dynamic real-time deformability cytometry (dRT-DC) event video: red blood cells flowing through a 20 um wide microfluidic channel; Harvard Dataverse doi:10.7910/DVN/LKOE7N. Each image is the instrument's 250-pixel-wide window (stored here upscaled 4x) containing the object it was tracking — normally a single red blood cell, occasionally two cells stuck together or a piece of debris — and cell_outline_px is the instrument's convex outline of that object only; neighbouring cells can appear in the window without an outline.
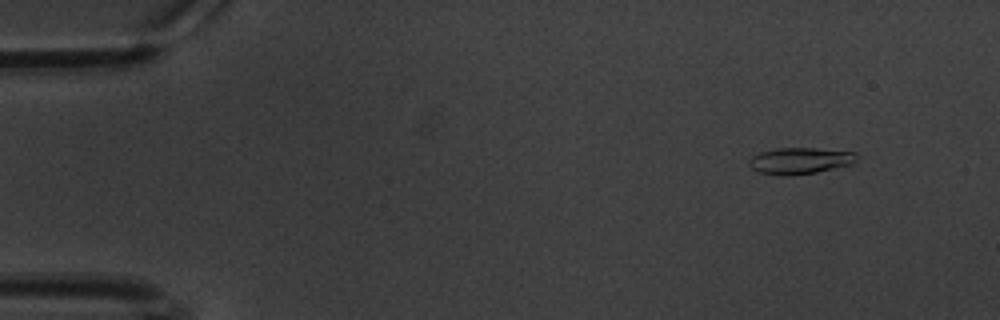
{"species": "common noctule bat (a hibernating species)", "species_latin": "Nyctalus noctula", "temperature_condition": "warm", "stored_images_in_passage": 59, "camera_frame_rate_fps": 3000, "um_per_image_px": 0.085, "animal": {"sex": "male", "body_mass_g": 20.1, "forearm_length_mm": 53.5}, "frame": {"image": 1, "passage_image": 5, "time_ms": 1.333, "image_size_px": [1000, 320], "cell_outline_px": [[856, 160], [852, 164], [816, 172], [788, 176], [784, 176], [760, 172], [752, 168], [748, 164], [748, 160], [752, 156], [760, 152], [776, 148], [816, 148], [856, 152]], "centroid_in_image_um": [67.98, 13.66], "position_along_channel_um": 17.0, "area_um2": 16.53}}
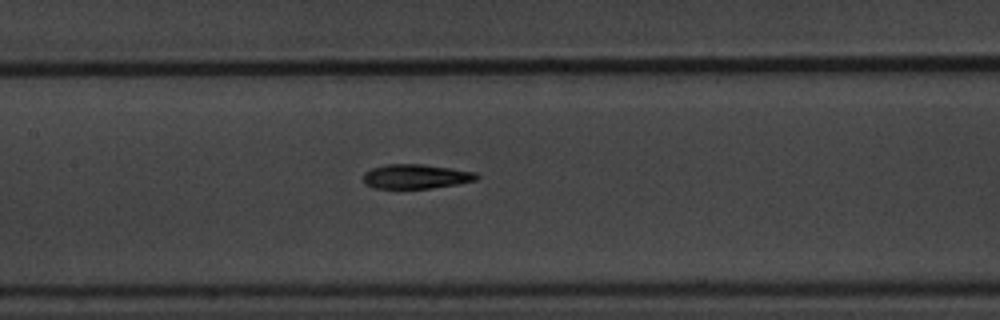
{"frame": {"image": 2, "passage_image": 28, "time_ms": 9.0, "image_size_px": [1000, 320], "cell_outline_px": [[480, 176], [476, 180], [456, 184], [432, 188], [372, 188], [364, 184], [364, 172], [372, 168], [384, 164], [424, 164], [476, 172]], "centroid_in_image_um": [35.33, 14.99], "position_along_channel_um": 172.1, "area_um2": 16.18}}
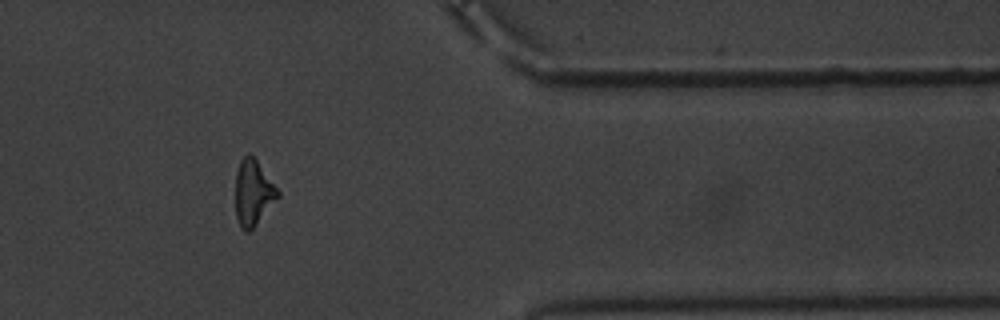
{"frame": {"image": 3, "passage_image": 49, "time_ms": 16.0, "image_size_px": [1000, 320], "cell_outline_px": [[280, 196], [256, 224], [248, 232], [244, 232], [240, 228], [236, 216], [236, 172], [240, 160], [248, 152], [256, 160], [280, 192]], "centroid_in_image_um": [21.51, 16.39], "position_along_channel_um": 389.9, "area_um2": 16.01}, "authors_computed_cell_mechanics": {"area_um2": 16.184, "velocity_mm_per_s": 3.3751, "shape_relaxation_time_tau1_ms": 4.2052, "shape_relaxation_time_tau2_ms": 3.5767, "deformation_change_tau1": 0.1769, "deformation_change_tau2": 0.1256}}